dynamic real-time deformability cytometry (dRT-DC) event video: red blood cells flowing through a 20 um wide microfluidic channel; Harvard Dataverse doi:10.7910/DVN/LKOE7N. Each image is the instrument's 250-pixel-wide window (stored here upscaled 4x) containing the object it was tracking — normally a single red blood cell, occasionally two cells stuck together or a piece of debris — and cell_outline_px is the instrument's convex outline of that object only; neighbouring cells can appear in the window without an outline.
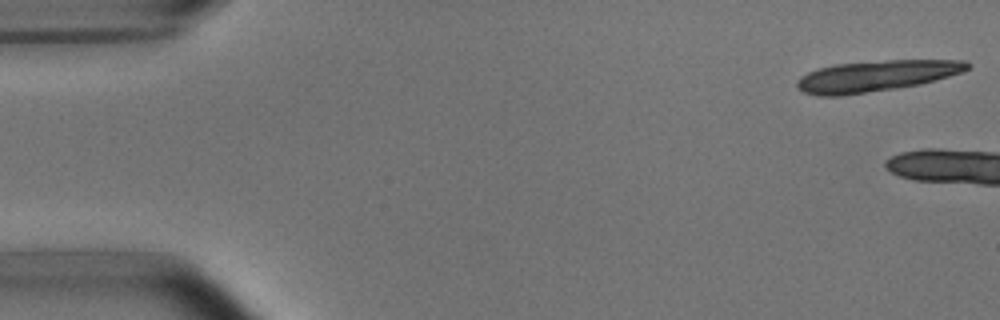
{"species": "common noctule bat (a hibernating species)", "species_latin": "Nyctalus noctula", "temperature_condition": "room temperature", "stored_images_in_passage": 4, "camera_frame_rate_fps": 3000, "um_per_image_px": 0.085, "animal": {"sex": "male", "body_mass_g": 15.6}, "frame": {"image": 1, "passage_image": 1, "time_ms": 0.0, "image_size_px": [1000, 320], "cell_outline_px": [[972, 64], [964, 72], [920, 84], [896, 88], [840, 96], [816, 96], [804, 92], [796, 88], [796, 80], [800, 76], [808, 72], [820, 68], [836, 64], [888, 60], [968, 60]], "centroid_in_image_um": [74.47, 6.46], "position_along_channel_um": 10.5, "area_um2": 30.87}}